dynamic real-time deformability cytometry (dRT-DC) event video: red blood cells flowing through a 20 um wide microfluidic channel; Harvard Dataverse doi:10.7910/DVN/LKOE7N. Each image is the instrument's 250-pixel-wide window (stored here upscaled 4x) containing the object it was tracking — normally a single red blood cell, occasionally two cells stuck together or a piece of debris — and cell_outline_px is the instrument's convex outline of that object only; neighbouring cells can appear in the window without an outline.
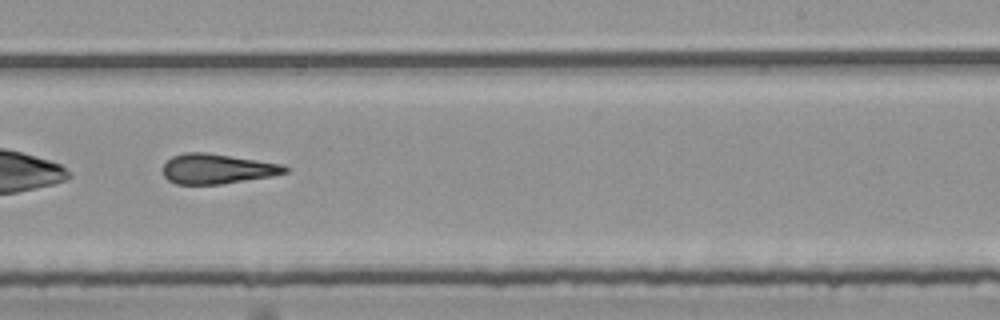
{"species": "common noctule bat (a hibernating species)", "species_latin": "Nyctalus noctula", "temperature_condition": "room temperature", "stored_images_in_passage": 31, "camera_frame_rate_fps": 3000, "um_per_image_px": 0.085, "animal": {"sex": "female", "body_mass_g": 25.1}, "frame": {"image": 1, "passage_image": 18, "time_ms": 5.667, "image_size_px": [1000, 320], "cell_outline_px": [[288, 172], [272, 176], [220, 184], [176, 184], [168, 180], [164, 176], [164, 164], [172, 156], [184, 152], [204, 152], [284, 164], [288, 168]], "centroid_in_image_um": [18.46, 14.35], "position_along_channel_um": 270.5, "area_um2": 21.21}, "authors_computed_cell_mechanics": {"area_um2": 21.675, "velocity_mm_per_s": 3.793, "shape_relaxation_time_tau1_ms": null, "shape_relaxation_time_tau2_ms": 4.6256, "deformation_change_tau1": null, "deformation_change_tau2": 0.1968}}